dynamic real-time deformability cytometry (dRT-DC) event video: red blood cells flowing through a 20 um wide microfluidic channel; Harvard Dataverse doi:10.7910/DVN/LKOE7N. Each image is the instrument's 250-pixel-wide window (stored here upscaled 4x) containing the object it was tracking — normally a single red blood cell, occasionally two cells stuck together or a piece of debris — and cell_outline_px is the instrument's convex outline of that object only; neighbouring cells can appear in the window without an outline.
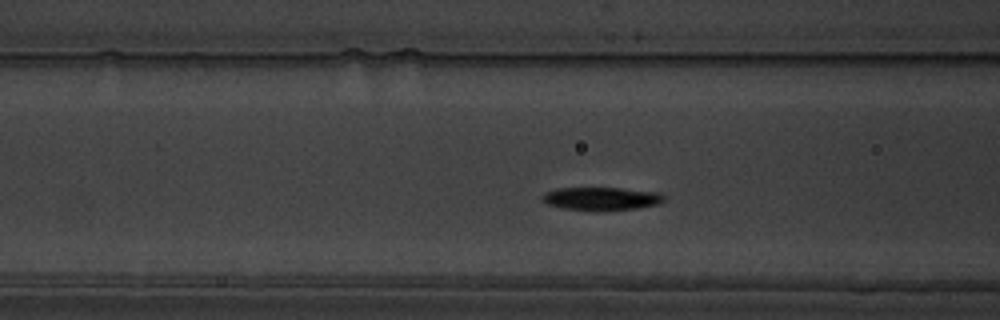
{"species": "common noctule bat (a hibernating species)", "species_latin": "Nyctalus noctula", "temperature_condition": "warm", "stored_images_in_passage": 48, "camera_frame_rate_fps": 3000, "um_per_image_px": 0.085, "animal": {"sex": "male", "body_mass_g": 19.5, "forearm_length_mm": 54.6}, "frame": {"image": 1, "passage_image": 12, "time_ms": 3.667, "image_size_px": [1000, 320], "cell_outline_px": [[664, 200], [660, 204], [636, 208], [596, 212], [564, 208], [548, 204], [540, 200], [544, 192], [556, 188], [620, 188], [660, 192], [664, 196]], "centroid_in_image_um": [51.11, 16.89], "position_along_channel_um": 115.5, "area_um2": 16.7}}
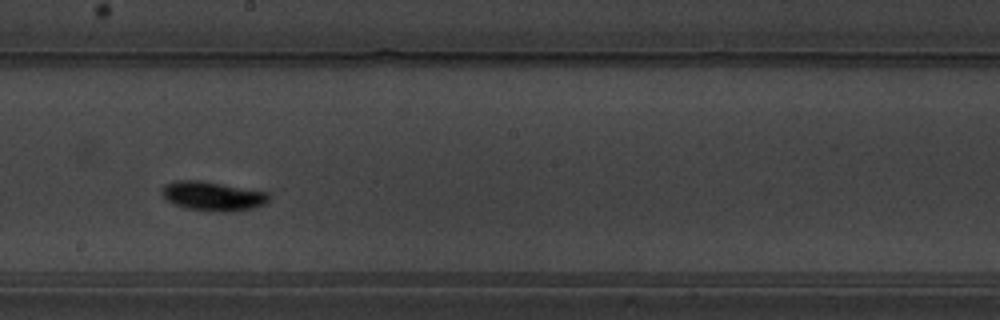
{"frame": {"image": 2, "passage_image": 22, "time_ms": 7.0, "image_size_px": [1000, 320], "cell_outline_px": [[272, 196], [264, 204], [256, 208], [228, 212], [208, 212], [188, 208], [172, 204], [160, 192], [160, 188], [164, 184], [176, 180], [204, 180], [268, 192]], "centroid_in_image_um": [18.09, 16.66], "position_along_channel_um": 230.1, "area_um2": 18.73}}
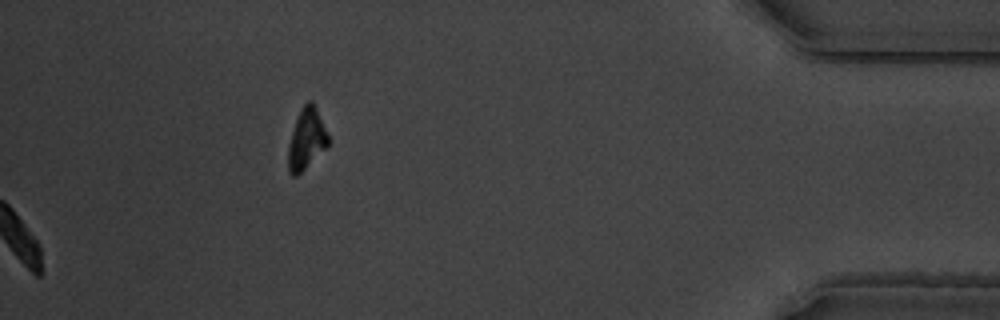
{"frame": {"image": 3, "passage_image": 48, "time_ms": 15.667, "image_size_px": [1000, 320], "cell_outline_px": [[328, 144], [296, 176], [292, 176], [288, 172], [288, 144], [300, 108], [308, 100], [312, 100], [316, 108], [328, 136]], "centroid_in_image_um": [26.01, 11.79], "position_along_channel_um": 409.2, "area_um2": 13.7}, "authors_computed_cell_mechanics": {"area_um2": 16.0106, "velocity_mm_per_s": 3.4466, "shape_relaxation_time_tau1_ms": 2.266, "shape_relaxation_time_tau2_ms": null, "deformation_change_tau1": 0.1449, "deformation_change_tau2": null}}